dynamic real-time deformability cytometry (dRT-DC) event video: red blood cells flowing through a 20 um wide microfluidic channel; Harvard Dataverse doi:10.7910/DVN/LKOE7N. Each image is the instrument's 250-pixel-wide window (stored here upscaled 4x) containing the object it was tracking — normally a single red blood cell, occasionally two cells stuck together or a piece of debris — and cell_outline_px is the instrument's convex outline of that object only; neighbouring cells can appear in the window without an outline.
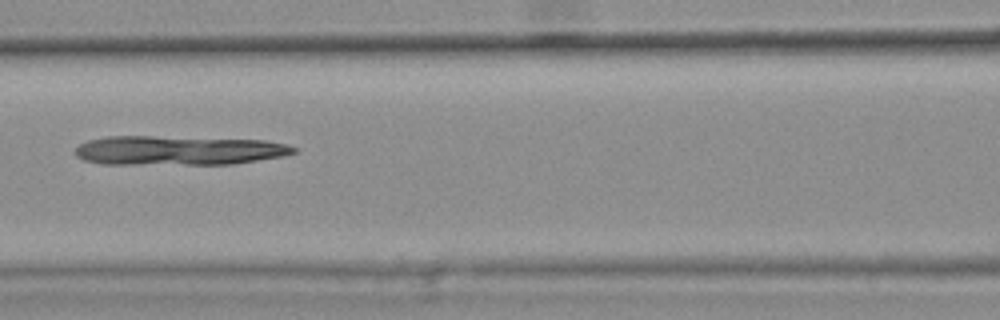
{"species": "common noctule bat (a hibernating species)", "species_latin": "Nyctalus noctula", "temperature_condition": "warm", "stored_images_in_passage": 6, "camera_frame_rate_fps": 3000, "um_per_image_px": 0.085, "animal": {"sex": "female", "body_mass_g": 25.1}, "frame": {"image": 1, "passage_image": 6, "time_ms": 1.667, "image_size_px": [1000, 320], "cell_outline_px": [[296, 152], [284, 156], [232, 164], [104, 164], [84, 160], [76, 156], [76, 148], [80, 144], [88, 140], [108, 136], [152, 136], [264, 140], [288, 144], [296, 148]], "centroid_in_image_um": [15.18, 12.78], "position_along_channel_um": 151.4, "area_um2": 37.34}}